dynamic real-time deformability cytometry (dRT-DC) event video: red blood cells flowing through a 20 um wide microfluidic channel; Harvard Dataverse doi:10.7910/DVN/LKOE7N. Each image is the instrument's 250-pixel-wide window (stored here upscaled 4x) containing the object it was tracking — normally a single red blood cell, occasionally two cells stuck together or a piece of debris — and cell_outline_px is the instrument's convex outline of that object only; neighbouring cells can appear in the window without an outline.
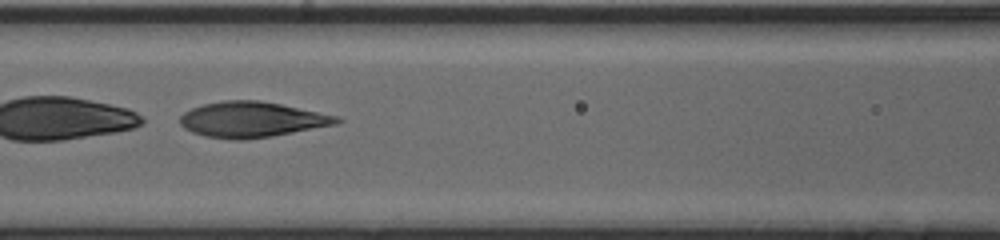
{"species": "human", "species_latin": "Homo sapiens", "temperature_condition": "cold", "stored_images_in_passage": 53, "segment_of_instrument_passage": [2, 2], "camera_frame_rate_fps": 3000, "um_per_image_px": 0.085, "donor": {"sex": "male"}, "frame": {"image": 1, "passage_image": 26, "time_ms": 8.333, "image_size_px": [1000, 240], "cell_outline_px": [[344, 120], [336, 124], [272, 136], [240, 140], [236, 140], [204, 136], [192, 132], [184, 128], [180, 124], [180, 116], [184, 112], [192, 108], [204, 104], [224, 100], [260, 100], [340, 116]], "centroid_in_image_um": [21.41, 10.16], "position_along_channel_um": 145.2, "area_um2": 32.37}}
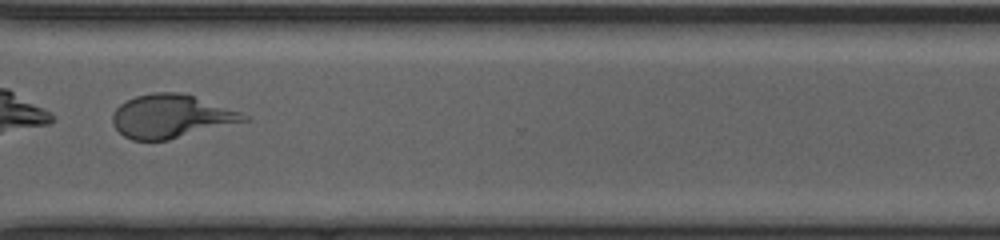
{"frame": {"image": 2, "passage_image": 42, "time_ms": 13.667, "image_size_px": [1000, 240], "cell_outline_px": [[252, 120], [168, 140], [132, 140], [124, 136], [112, 124], [112, 116], [116, 108], [120, 104], [136, 96], [156, 92], [176, 92], [192, 96], [240, 112], [248, 116]], "centroid_in_image_um": [14.54, 9.9], "position_along_channel_um": 356.1, "area_um2": 32.89}}